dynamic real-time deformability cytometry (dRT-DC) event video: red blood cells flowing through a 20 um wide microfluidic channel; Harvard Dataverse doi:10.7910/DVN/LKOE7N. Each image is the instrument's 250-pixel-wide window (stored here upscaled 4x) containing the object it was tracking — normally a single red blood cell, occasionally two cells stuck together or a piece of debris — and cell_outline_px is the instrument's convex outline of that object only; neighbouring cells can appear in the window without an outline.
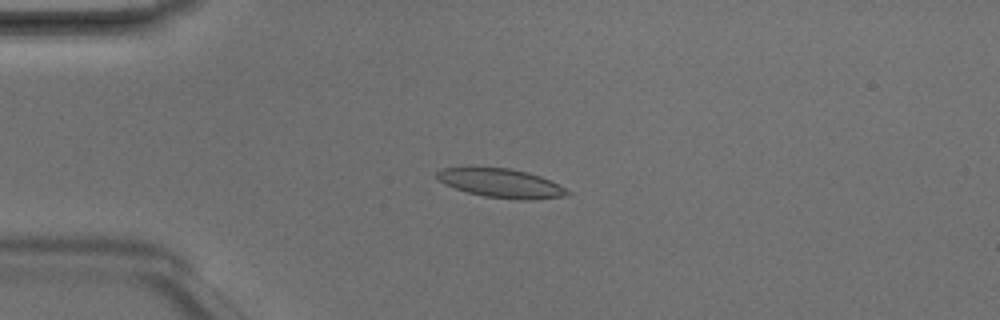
{"species": "Egyptian fruit bat (a non-hibernating species)", "species_latin": "Rousettus aegyptiacus", "temperature_condition": "room temperature", "stored_images_in_passage": 6, "camera_frame_rate_fps": 3000, "um_per_image_px": 0.085, "animal": {"sex": "male"}, "frame": {"image": 1, "passage_image": 4, "time_ms": 1.0, "image_size_px": [1000, 320], "cell_outline_px": [[572, 192], [568, 196], [532, 200], [520, 200], [484, 196], [468, 192], [444, 184], [436, 180], [436, 172], [440, 168], [468, 164], [508, 168], [528, 172], [540, 176]], "centroid_in_image_um": [42.48, 15.52], "position_along_channel_um": 42.5, "area_um2": 22.83}}
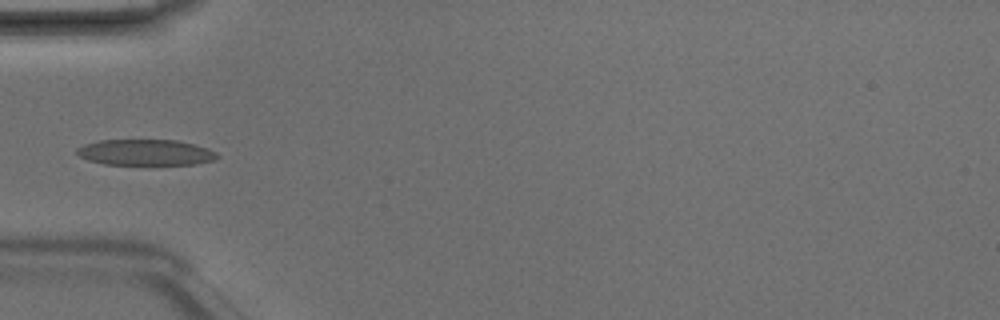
{"frame": {"image": 2, "passage_image": 5, "time_ms": 1.333, "image_size_px": [1000, 320], "cell_outline_px": [[220, 156], [216, 160], [196, 164], [104, 164], [88, 160], [80, 156], [76, 152], [76, 148], [84, 144], [100, 140], [176, 140], [208, 148], [216, 152]], "centroid_in_image_um": [12.39, 12.95], "position_along_channel_um": 72.6, "area_um2": 21.15}}